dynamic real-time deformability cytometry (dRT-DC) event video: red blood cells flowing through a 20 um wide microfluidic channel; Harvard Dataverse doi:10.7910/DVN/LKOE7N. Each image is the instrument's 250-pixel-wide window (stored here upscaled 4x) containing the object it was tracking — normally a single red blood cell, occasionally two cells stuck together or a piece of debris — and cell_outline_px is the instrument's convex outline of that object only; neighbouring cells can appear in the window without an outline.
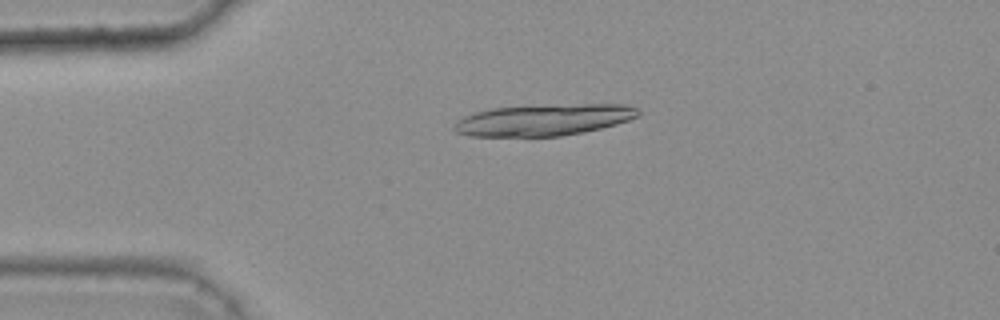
{"species": "common noctule bat (a hibernating species)", "species_latin": "Nyctalus noctula", "temperature_condition": "warm", "stored_images_in_passage": 16, "camera_frame_rate_fps": 3000, "um_per_image_px": 0.085, "animal": {"sex": "female", "body_mass_g": 25.1}, "frame": {"image": 1, "passage_image": 12, "time_ms": 3.667, "image_size_px": [1000, 320], "cell_outline_px": [[640, 112], [636, 116], [628, 120], [616, 124], [584, 132], [560, 136], [468, 136], [456, 132], [452, 128], [456, 120], [472, 112], [492, 108], [584, 104], [624, 104], [636, 108]], "centroid_in_image_um": [46.16, 10.2], "position_along_channel_um": 38.8, "area_um2": 33.52}}